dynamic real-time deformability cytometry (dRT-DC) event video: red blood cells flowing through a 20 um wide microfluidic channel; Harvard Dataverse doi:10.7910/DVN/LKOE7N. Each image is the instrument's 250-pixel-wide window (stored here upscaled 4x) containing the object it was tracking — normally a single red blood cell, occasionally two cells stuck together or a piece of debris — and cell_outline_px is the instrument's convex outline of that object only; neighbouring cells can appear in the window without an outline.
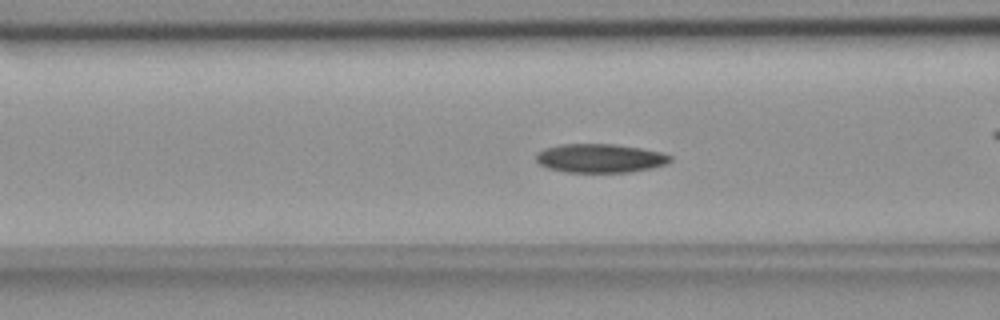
{"species": "common noctule bat (a hibernating species)", "species_latin": "Nyctalus noctula", "temperature_condition": "room temperature", "stored_images_in_passage": 53, "camera_frame_rate_fps": 3000, "um_per_image_px": 0.085, "animal": {"sex": "female", "body_mass_g": 18.4}, "frame": {"image": 1, "passage_image": 18, "time_ms": 5.667, "image_size_px": [1000, 320], "cell_outline_px": [[672, 160], [664, 164], [652, 168], [632, 172], [564, 172], [548, 168], [540, 164], [536, 160], [536, 152], [544, 148], [560, 144], [616, 144], [640, 148], [660, 152], [672, 156]], "centroid_in_image_um": [50.98, 13.45], "position_along_channel_um": 115.6, "area_um2": 22.6}}
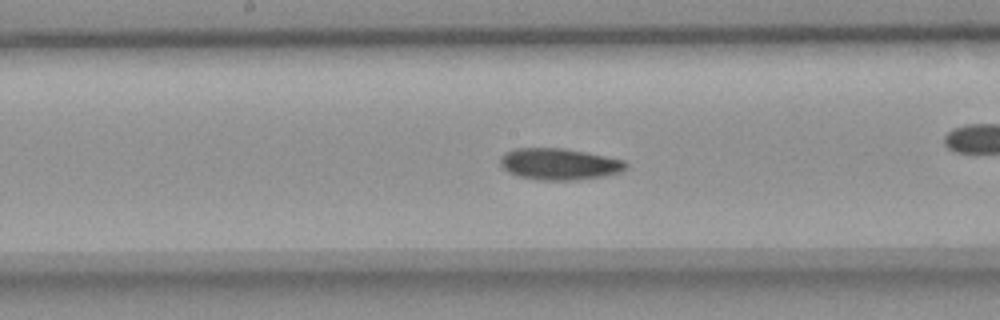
{"frame": {"image": 2, "passage_image": 25, "time_ms": 8.0, "image_size_px": [1000, 320], "cell_outline_px": [[628, 164], [620, 172], [604, 176], [576, 180], [540, 180], [516, 176], [508, 172], [500, 164], [500, 156], [516, 148], [564, 148], [624, 160]], "centroid_in_image_um": [47.51, 13.95], "position_along_channel_um": 200.7, "area_um2": 22.95}}
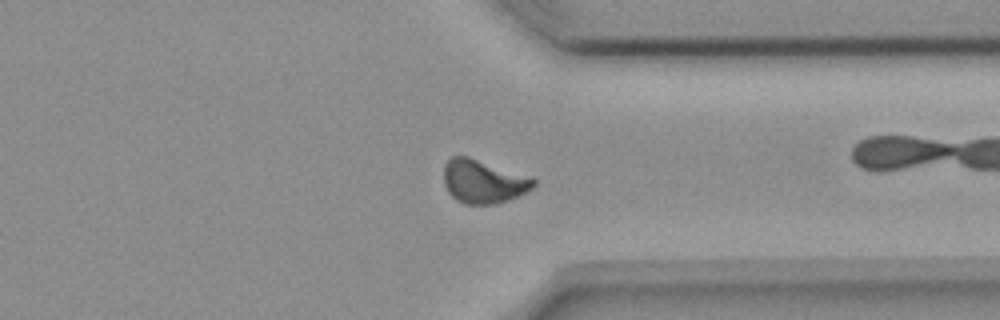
{"frame": {"image": 3, "passage_image": 39, "time_ms": 12.667, "image_size_px": [1000, 320], "cell_outline_px": [[536, 184], [532, 188], [520, 196], [496, 204], [464, 204], [456, 200], [448, 192], [444, 184], [444, 164], [452, 156], [468, 156], [532, 176], [536, 180]], "centroid_in_image_um": [41.11, 15.42], "position_along_channel_um": 370.3, "area_um2": 23.12}}